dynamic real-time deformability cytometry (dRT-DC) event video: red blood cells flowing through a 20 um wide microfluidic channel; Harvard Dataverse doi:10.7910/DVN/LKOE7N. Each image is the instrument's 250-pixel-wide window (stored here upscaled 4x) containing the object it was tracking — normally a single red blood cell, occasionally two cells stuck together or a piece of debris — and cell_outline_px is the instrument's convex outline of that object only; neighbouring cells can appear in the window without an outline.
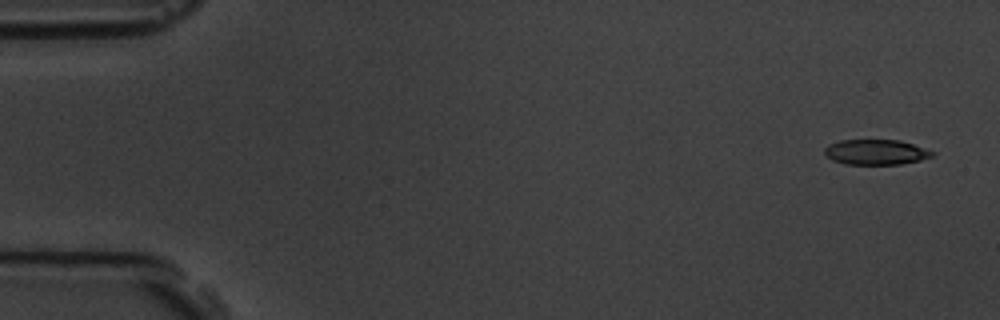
{"species": "common noctule bat (a hibernating species)", "species_latin": "Nyctalus noctula", "temperature_condition": "room temperature", "stored_images_in_passage": 4, "camera_frame_rate_fps": 3000, "um_per_image_px": 0.085, "animal": {"sex": "male", "body_mass_g": 19.5, "forearm_length_mm": 54.6}, "frame": {"image": 1, "passage_image": 1, "time_ms": 0.0, "image_size_px": [1000, 320], "cell_outline_px": [[936, 152], [932, 156], [920, 160], [900, 164], [844, 164], [832, 160], [824, 152], [824, 148], [828, 144], [840, 140], [900, 140]], "centroid_in_image_um": [74.43, 12.92], "position_along_channel_um": 10.6, "area_um2": 15.78}}
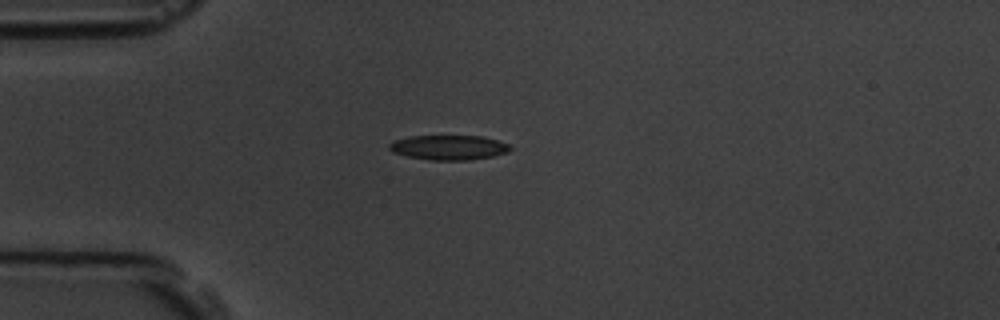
{"frame": {"image": 2, "passage_image": 4, "time_ms": 4.0, "image_size_px": [1000, 320], "cell_outline_px": [[512, 148], [508, 152], [492, 156], [468, 160], [432, 160], [408, 156], [392, 152], [388, 148], [388, 144], [396, 140], [408, 136], [480, 136], [496, 140], [508, 144]], "centroid_in_image_um": [38.13, 12.53], "position_along_channel_um": 46.9, "area_um2": 17.28}}